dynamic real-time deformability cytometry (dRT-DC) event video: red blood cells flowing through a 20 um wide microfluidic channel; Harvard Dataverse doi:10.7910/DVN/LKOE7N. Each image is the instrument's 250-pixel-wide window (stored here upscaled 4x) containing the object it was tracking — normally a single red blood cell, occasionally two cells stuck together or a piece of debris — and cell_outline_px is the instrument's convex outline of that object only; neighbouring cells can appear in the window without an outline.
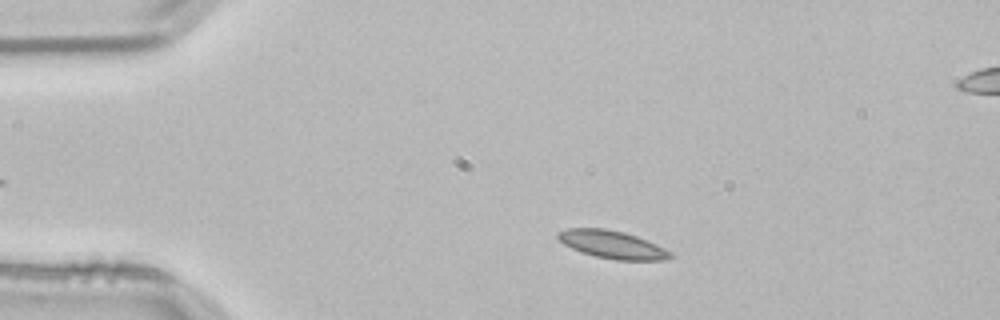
{"species": "common noctule bat (a hibernating species)", "species_latin": "Nyctalus noctula", "temperature_condition": "room temperature", "stored_images_in_passage": 43, "camera_frame_rate_fps": 3000, "um_per_image_px": 0.085, "animal": {"sex": "male", "body_mass_g": 21.5, "forearm_length_mm": 52.0}, "frame": {"image": 1, "passage_image": 7, "time_ms": 2.0, "image_size_px": [1000, 320], "cell_outline_px": [[676, 256], [668, 260], [616, 260], [596, 256], [580, 252], [564, 244], [556, 236], [556, 232], [568, 228], [604, 228], [624, 232], [636, 236], [656, 244], [672, 252]], "centroid_in_image_um": [52.07, 20.79], "position_along_channel_um": 32.9, "area_um2": 18.32}}
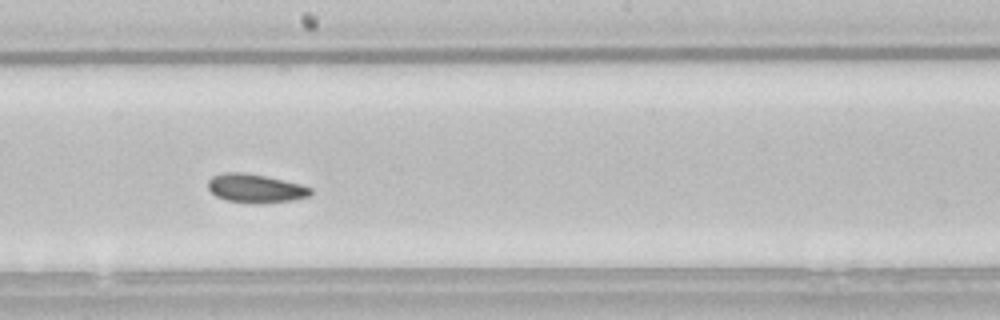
{"frame": {"image": 2, "passage_image": 26, "time_ms": 8.333, "image_size_px": [1000, 320], "cell_outline_px": [[312, 192], [308, 196], [292, 200], [256, 204], [228, 200], [216, 196], [208, 188], [208, 180], [212, 176], [224, 172], [244, 172], [264, 176], [300, 184], [312, 188]], "centroid_in_image_um": [21.69, 16.01], "position_along_channel_um": 226.5, "area_um2": 16.99}}
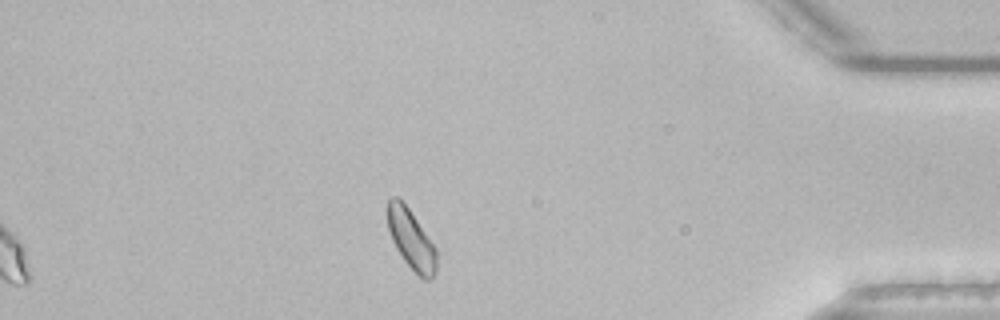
{"frame": {"image": 3, "passage_image": 43, "time_ms": 14.0, "image_size_px": [1000, 320], "cell_outline_px": [[436, 272], [432, 280], [424, 280], [404, 260], [396, 248], [392, 240], [388, 228], [388, 200], [392, 196], [396, 196], [408, 208], [436, 248]], "centroid_in_image_um": [34.96, 20.37], "position_along_channel_um": 400.2, "area_um2": 16.65}, "authors_computed_cell_mechanics": {"area_um2": 16.9354, "velocity_mm_per_s": 3.7905, "shape_relaxation_time_tau1_ms": 4.5208, "shape_relaxation_time_tau2_ms": 2.9551, "deformation_change_tau1": 0.0913, "deformation_change_tau2": 0.0628}}